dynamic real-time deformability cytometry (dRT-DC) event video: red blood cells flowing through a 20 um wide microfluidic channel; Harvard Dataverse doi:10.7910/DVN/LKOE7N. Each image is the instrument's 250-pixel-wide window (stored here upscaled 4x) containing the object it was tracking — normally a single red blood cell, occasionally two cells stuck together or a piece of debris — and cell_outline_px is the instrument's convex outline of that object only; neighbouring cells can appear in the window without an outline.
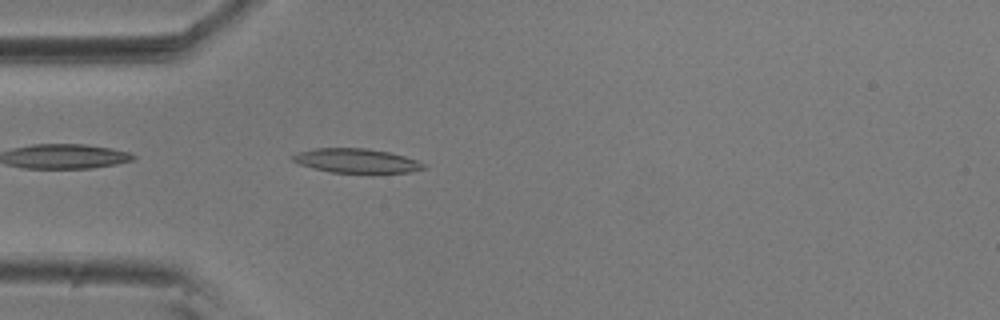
{"species": "common noctule bat (a hibernating species)", "species_latin": "Nyctalus noctula", "temperature_condition": "room temperature", "stored_images_in_passage": 29, "camera_frame_rate_fps": 3000, "um_per_image_px": 0.085, "animal": {"sex": "male", "body_mass_g": 20.5, "forearm_length_mm": 52.5}, "frame": {"image": 1, "passage_image": 2, "time_ms": 0.333, "image_size_px": [1000, 320], "cell_outline_px": [[428, 168], [412, 172], [372, 176], [332, 172], [300, 164], [292, 160], [292, 156], [300, 152], [316, 148], [368, 148], [388, 152], [404, 156], [416, 160], [424, 164]], "centroid_in_image_um": [30.42, 13.72], "position_along_channel_um": 54.6, "area_um2": 19.25}}
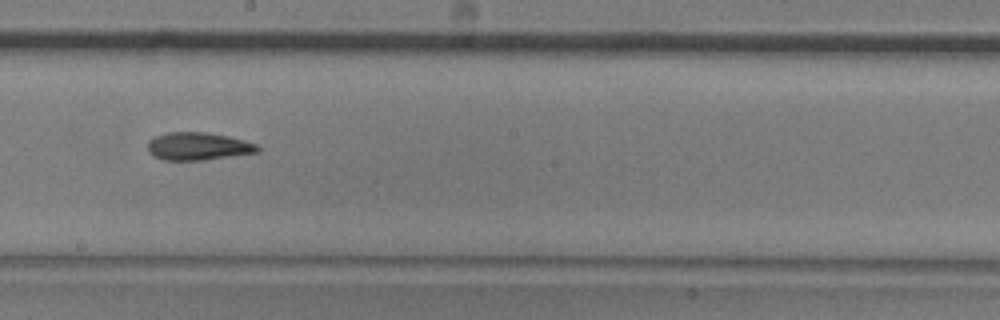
{"frame": {"image": 2, "passage_image": 17, "time_ms": 5.333, "image_size_px": [1000, 320], "cell_outline_px": [[260, 152], [204, 160], [164, 160], [152, 156], [148, 152], [148, 140], [156, 136], [168, 132], [208, 132], [228, 136], [244, 140], [256, 144], [260, 148]], "centroid_in_image_um": [16.83, 12.44], "position_along_channel_um": 231.4, "area_um2": 17.92}}
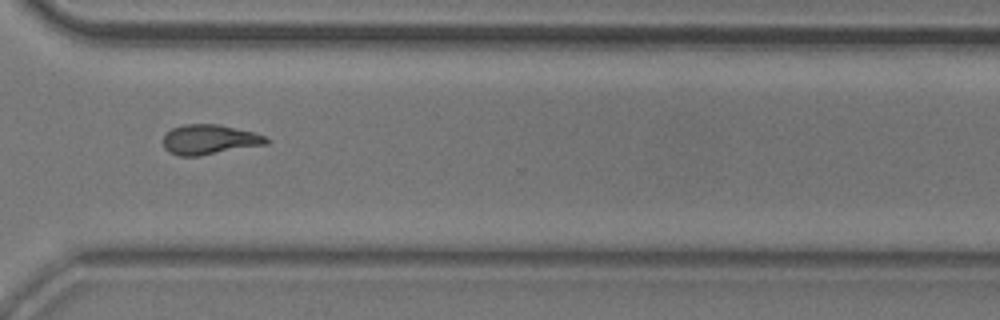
{"frame": {"image": 3, "passage_image": 27, "time_ms": 8.667, "image_size_px": [1000, 320], "cell_outline_px": [[272, 140], [268, 144], [200, 156], [180, 156], [168, 152], [164, 148], [164, 132], [172, 128], [184, 124], [220, 124], [252, 132], [264, 136]], "centroid_in_image_um": [17.79, 11.86], "position_along_channel_um": 352.8, "area_um2": 18.15}, "authors_computed_cell_mechanics": {"area_um2": 17.918, "velocity_mm_per_s": 3.6578, "shape_relaxation_time_tau1_ms": null, "shape_relaxation_time_tau2_ms": 10.4875, "deformation_change_tau1": null, "deformation_change_tau2": 0.1734}}